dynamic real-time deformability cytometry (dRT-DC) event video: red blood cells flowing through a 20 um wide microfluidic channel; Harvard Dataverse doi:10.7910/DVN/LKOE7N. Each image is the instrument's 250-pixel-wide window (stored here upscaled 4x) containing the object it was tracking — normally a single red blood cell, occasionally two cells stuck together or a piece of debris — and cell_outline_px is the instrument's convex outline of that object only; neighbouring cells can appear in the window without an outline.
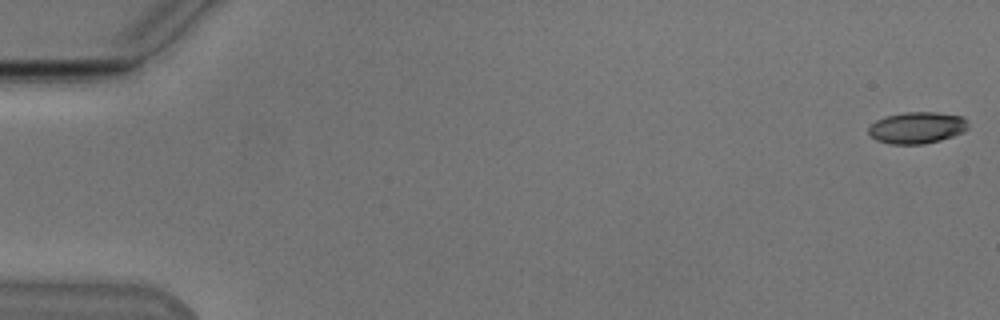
{"species": "Egyptian fruit bat (a non-hibernating species)", "species_latin": "Rousettus aegyptiacus", "temperature_condition": "cold", "stored_images_in_passage": 51, "camera_frame_rate_fps": 3000, "um_per_image_px": 0.085, "animal": {"sex": "male"}, "frame": {"image": 1, "passage_image": 1, "time_ms": 0.0, "image_size_px": [1000, 320], "cell_outline_px": [[968, 128], [964, 132], [940, 140], [924, 144], [888, 144], [876, 140], [868, 132], [868, 128], [876, 120], [884, 116], [904, 112], [936, 112], [964, 116], [968, 120]], "centroid_in_image_um": [77.96, 10.85], "position_along_channel_um": 7.0, "area_um2": 18.55}}
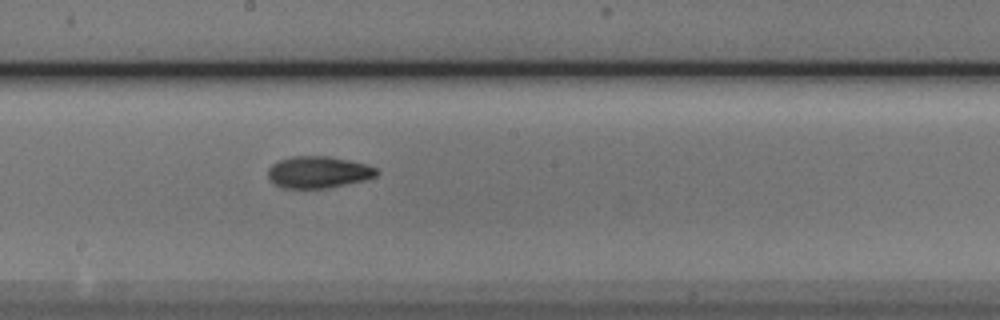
{"frame": {"image": 2, "passage_image": 30, "time_ms": 9.667, "image_size_px": [1000, 320], "cell_outline_px": [[380, 172], [376, 176], [364, 180], [328, 188], [284, 188], [276, 184], [268, 176], [268, 168], [272, 164], [280, 160], [292, 156], [328, 156], [368, 164], [376, 168]], "centroid_in_image_um": [27.08, 14.63], "position_along_channel_um": 221.1, "area_um2": 20.06}}
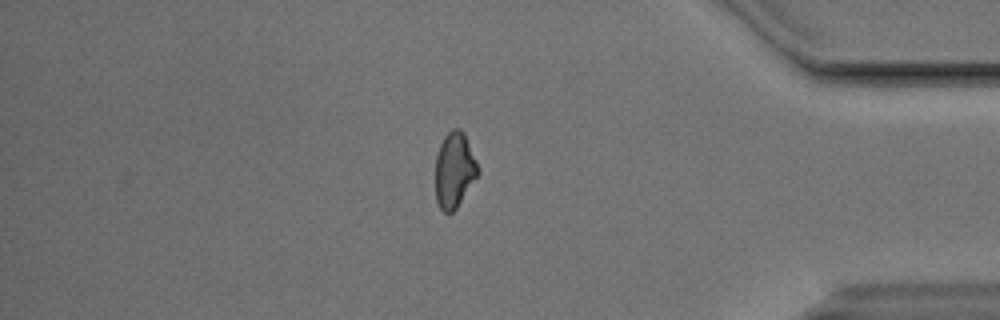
{"frame": {"image": 3, "passage_image": 46, "time_ms": 15.0, "image_size_px": [1000, 320], "cell_outline_px": [[480, 172], [456, 208], [452, 212], [444, 212], [440, 208], [436, 200], [436, 156], [440, 144], [444, 136], [452, 128], [460, 128], [464, 132], [480, 168]], "centroid_in_image_um": [38.63, 14.42], "position_along_channel_um": 396.6, "area_um2": 18.73}}